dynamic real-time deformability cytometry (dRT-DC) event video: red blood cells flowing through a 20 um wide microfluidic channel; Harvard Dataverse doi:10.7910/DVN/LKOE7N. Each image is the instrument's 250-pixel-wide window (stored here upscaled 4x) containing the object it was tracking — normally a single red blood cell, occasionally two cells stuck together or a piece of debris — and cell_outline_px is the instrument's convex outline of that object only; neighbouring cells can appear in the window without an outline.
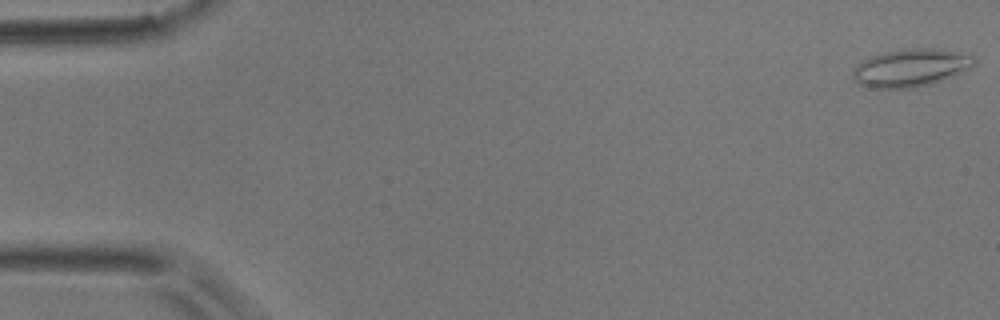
{"species": "common noctule bat (a hibernating species)", "species_latin": "Nyctalus noctula", "temperature_condition": "room temperature", "stored_images_in_passage": 8, "camera_frame_rate_fps": 3000, "um_per_image_px": 0.085, "animal": {"sex": "male", "body_mass_g": 17.9}, "frame": {"image": 1, "passage_image": 1, "time_ms": 0.0, "image_size_px": [1000, 320], "cell_outline_px": [[976, 64], [952, 76], [932, 84], [916, 88], [872, 88], [860, 84], [852, 76], [852, 68], [856, 64], [868, 56], [884, 52], [908, 48], [940, 48], [960, 52], [972, 56], [976, 60]], "centroid_in_image_um": [77.38, 5.75], "position_along_channel_um": 7.6, "area_um2": 26.99}}